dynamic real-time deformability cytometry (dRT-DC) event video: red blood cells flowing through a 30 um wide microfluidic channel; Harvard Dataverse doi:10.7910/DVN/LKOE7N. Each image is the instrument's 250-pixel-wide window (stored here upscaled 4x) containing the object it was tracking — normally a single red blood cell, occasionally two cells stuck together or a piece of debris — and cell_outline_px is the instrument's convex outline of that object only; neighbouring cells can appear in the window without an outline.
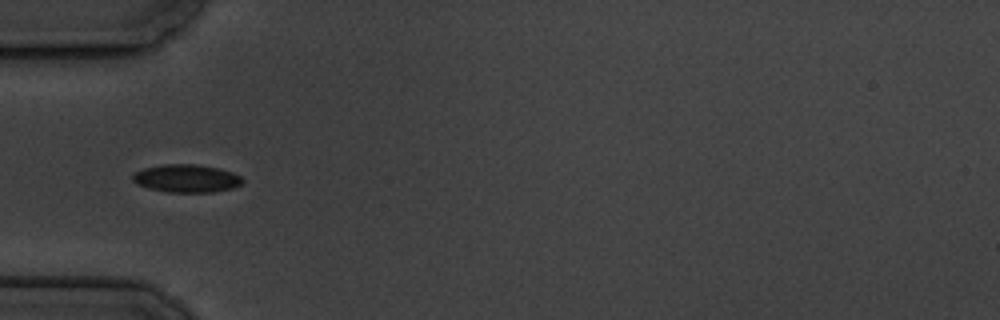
{"species": "common noctule bat (a hibernating species)", "species_latin": "Nyctalus noctula", "temperature_condition": "cold", "stored_images_in_passage": 14, "camera_frame_rate_fps": 3000, "um_per_image_px": 0.085, "animal": {"sex": "male", "body_mass_g": 19.5, "forearm_length_mm": 54.6}, "frame": {"image": 1, "passage_image": 4, "time_ms": 4.333, "image_size_px": [1000, 320], "cell_outline_px": [[244, 180], [240, 184], [232, 188], [212, 192], [168, 192], [148, 188], [136, 184], [132, 180], [132, 176], [136, 172], [144, 168], [164, 164], [196, 164], [220, 168], [232, 172], [240, 176]], "centroid_in_image_um": [15.84, 15.16], "position_along_channel_um": 69.2, "area_um2": 17.86}}
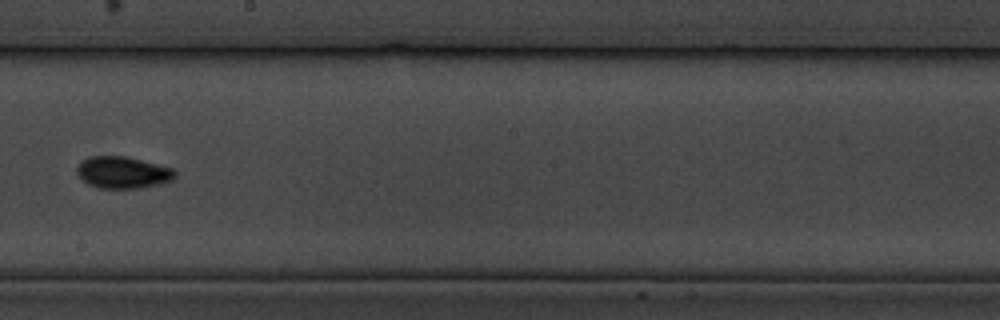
{"frame": {"image": 2, "passage_image": 8, "time_ms": 9.333, "image_size_px": [1000, 320], "cell_outline_px": [[176, 176], [172, 180], [140, 188], [96, 188], [88, 184], [76, 172], [76, 168], [80, 160], [92, 156], [128, 156], [172, 168], [176, 172]], "centroid_in_image_um": [10.41, 14.65], "position_along_channel_um": 237.8, "area_um2": 18.21}}
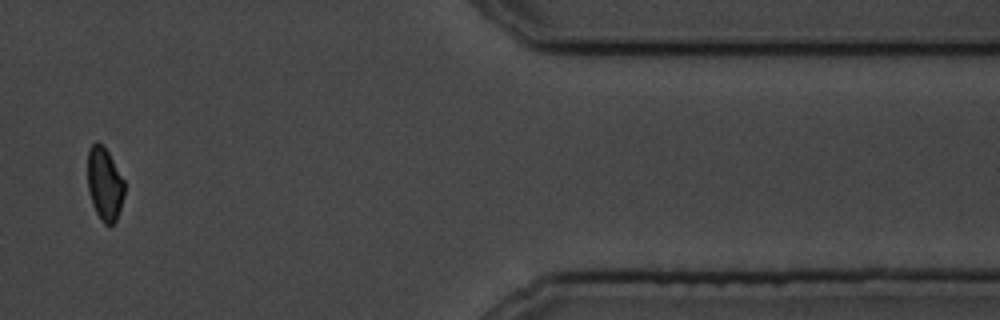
{"frame": {"image": 3, "passage_image": 13, "time_ms": 15.333, "image_size_px": [1000, 320], "cell_outline_px": [[124, 196], [116, 220], [112, 224], [104, 224], [100, 220], [92, 204], [88, 188], [88, 148], [96, 140], [108, 152], [124, 180]], "centroid_in_image_um": [8.88, 15.64], "position_along_channel_um": 402.5, "area_um2": 15.55}, "authors_computed_cell_mechanics": {"area_um2": 17.3978, "velocity_mm_per_s": 3.3857, "shape_relaxation_time_tau1_ms": 5.0724, "shape_relaxation_time_tau2_ms": 3.7921, "deformation_change_tau1": 0.1062, "deformation_change_tau2": 0.0461}}